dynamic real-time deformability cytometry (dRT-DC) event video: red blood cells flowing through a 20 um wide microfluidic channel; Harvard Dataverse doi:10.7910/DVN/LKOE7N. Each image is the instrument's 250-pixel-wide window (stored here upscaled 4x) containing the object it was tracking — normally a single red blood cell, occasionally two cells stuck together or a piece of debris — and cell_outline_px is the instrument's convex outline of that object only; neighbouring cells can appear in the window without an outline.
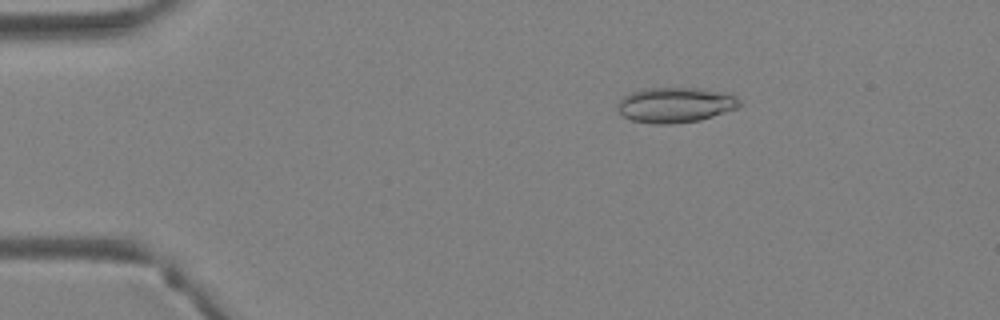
{"species": "Egyptian fruit bat (a non-hibernating species)", "species_latin": "Rousettus aegyptiacus", "temperature_condition": "warm", "stored_images_in_passage": 4, "camera_frame_rate_fps": 3000, "um_per_image_px": 0.085, "animal": {"sex": "female"}, "frame": {"image": 1, "passage_image": 2, "time_ms": 0.333, "image_size_px": [1000, 320], "cell_outline_px": [[744, 104], [736, 108], [700, 120], [672, 124], [652, 124], [632, 120], [624, 116], [616, 108], [616, 104], [624, 96], [632, 92], [648, 88], [700, 88], [732, 92]], "centroid_in_image_um": [57.45, 8.91], "position_along_channel_um": 27.5, "area_um2": 25.32}}